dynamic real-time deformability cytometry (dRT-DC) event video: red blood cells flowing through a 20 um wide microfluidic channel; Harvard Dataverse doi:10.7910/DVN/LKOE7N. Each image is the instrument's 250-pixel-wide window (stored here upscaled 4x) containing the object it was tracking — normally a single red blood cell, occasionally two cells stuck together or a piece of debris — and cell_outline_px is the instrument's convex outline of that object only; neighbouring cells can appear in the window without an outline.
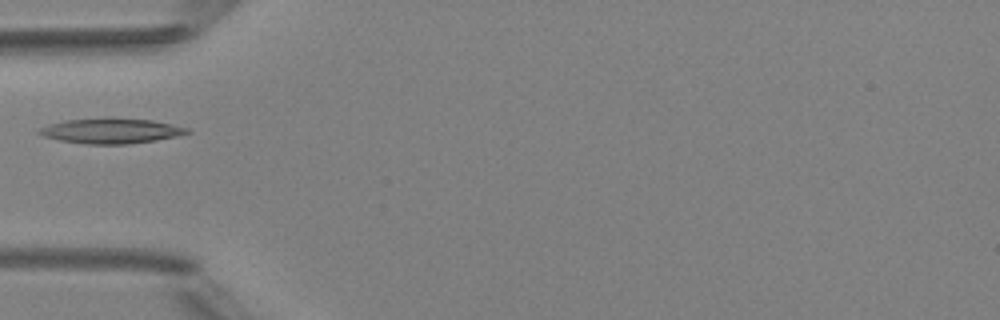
{"species": "Egyptian fruit bat (a non-hibernating species)", "species_latin": "Rousettus aegyptiacus", "temperature_condition": "room temperature", "stored_images_in_passage": 6, "camera_frame_rate_fps": 3000, "um_per_image_px": 0.085, "animal": {"sex": "female"}, "frame": {"image": 1, "passage_image": 5, "time_ms": 4.667, "image_size_px": [1000, 320], "cell_outline_px": [[192, 132], [176, 136], [156, 140], [128, 144], [84, 144], [60, 140], [44, 136], [36, 132], [40, 128], [48, 124], [64, 120], [108, 116], [152, 120], [188, 128]], "centroid_in_image_um": [9.41, 11.1], "position_along_channel_um": 75.6, "area_um2": 22.08}}
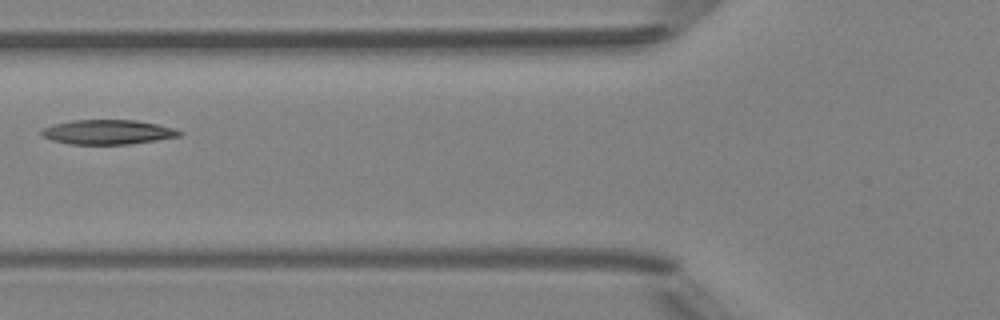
{"frame": {"image": 2, "passage_image": 6, "time_ms": 5.667, "image_size_px": [1000, 320], "cell_outline_px": [[184, 132], [180, 136], [156, 140], [128, 144], [68, 144], [52, 140], [44, 136], [40, 132], [44, 128], [56, 124], [72, 120], [136, 120], [156, 124], [172, 128]], "centroid_in_image_um": [9.17, 11.23], "position_along_channel_um": 116.6, "area_um2": 19.48}}